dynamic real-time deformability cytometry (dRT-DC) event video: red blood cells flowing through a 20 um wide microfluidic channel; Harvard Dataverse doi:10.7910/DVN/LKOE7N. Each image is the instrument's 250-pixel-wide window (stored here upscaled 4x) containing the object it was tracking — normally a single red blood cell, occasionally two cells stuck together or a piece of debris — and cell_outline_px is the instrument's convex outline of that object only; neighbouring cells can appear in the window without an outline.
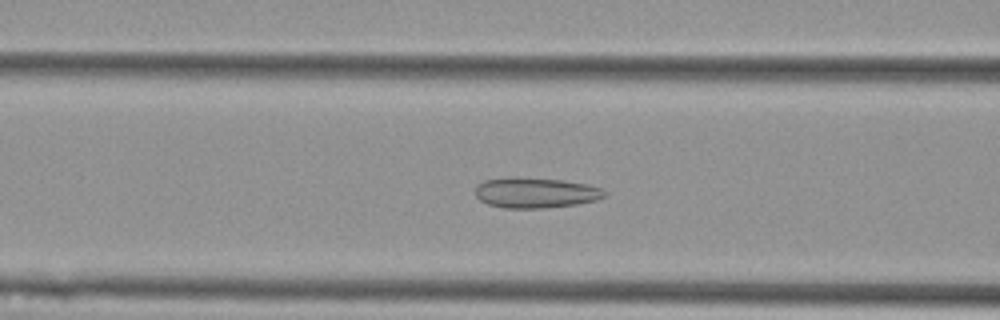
{"species": "Egyptian fruit bat (a non-hibernating species)", "species_latin": "Rousettus aegyptiacus", "temperature_condition": "cold", "stored_images_in_passage": 56, "camera_frame_rate_fps": 3000, "um_per_image_px": 0.085, "animal": {"sex": "female"}, "frame": {"image": 1, "passage_image": 22, "time_ms": 7.0, "image_size_px": [1000, 320], "cell_outline_px": [[608, 192], [604, 196], [596, 200], [576, 204], [544, 208], [504, 208], [488, 204], [480, 200], [476, 196], [476, 184], [484, 180], [516, 176], [564, 180], [588, 184], [600, 188]], "centroid_in_image_um": [45.51, 16.37], "position_along_channel_um": 121.1, "area_um2": 23.12}}
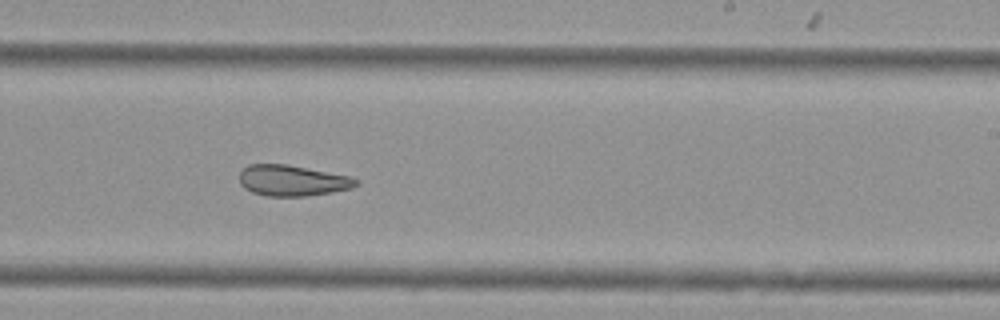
{"frame": {"image": 2, "passage_image": 34, "time_ms": 11.0, "image_size_px": [1000, 320], "cell_outline_px": [[360, 184], [352, 188], [332, 192], [308, 196], [268, 196], [252, 192], [244, 188], [240, 184], [240, 172], [248, 164], [288, 164], [348, 176], [360, 180]], "centroid_in_image_um": [24.86, 15.35], "position_along_channel_um": 264.1, "area_um2": 21.04}}
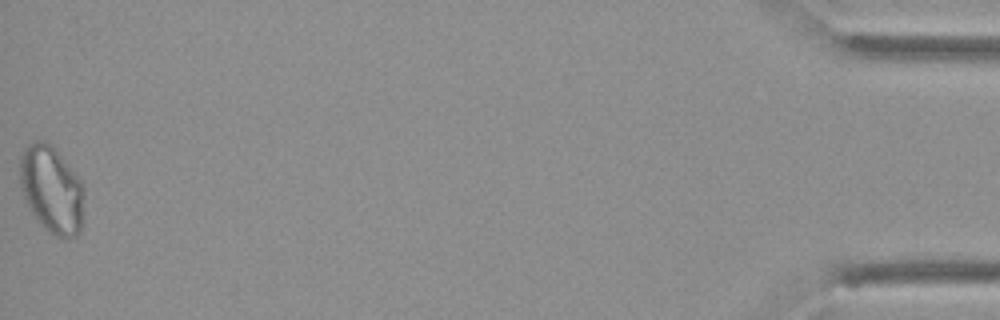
{"frame": {"image": 3, "passage_image": 56, "time_ms": 18.333, "image_size_px": [1000, 320], "cell_outline_px": [[84, 220], [80, 232], [76, 236], [68, 240], [64, 240], [48, 232], [36, 220], [24, 200], [20, 188], [20, 156], [24, 148], [28, 144], [36, 140], [40, 140], [52, 144], [56, 148], [84, 184]], "centroid_in_image_um": [4.42, 16.15], "position_along_channel_um": 430.8, "area_um2": 33.7}, "authors_computed_cell_mechanics": {"area_um2": 26.2701, "velocity_mm_per_s": 3.5895, "shape_relaxation_time_tau1_ms": null, "shape_relaxation_time_tau2_ms": 2.9435, "deformation_change_tau1": null, "deformation_change_tau2": 0.0789}}